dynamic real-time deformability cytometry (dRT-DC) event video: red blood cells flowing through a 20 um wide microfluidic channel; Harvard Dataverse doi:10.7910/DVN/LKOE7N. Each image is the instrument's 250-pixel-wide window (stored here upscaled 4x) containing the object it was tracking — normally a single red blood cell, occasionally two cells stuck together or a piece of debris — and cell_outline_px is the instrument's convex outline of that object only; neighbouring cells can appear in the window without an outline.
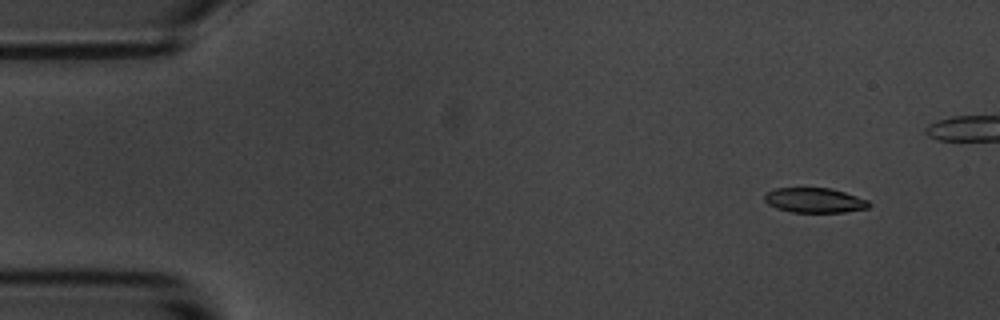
{"species": "common noctule bat (a hibernating species)", "species_latin": "Nyctalus noctula", "temperature_condition": "room temperature", "stored_images_in_passage": 13, "camera_frame_rate_fps": 3000, "um_per_image_px": 0.085, "animal": {"sex": "male", "body_mass_g": 20.1, "forearm_length_mm": 53.5}, "frame": {"image": 1, "passage_image": 1, "time_ms": 0.0, "image_size_px": [1000, 320], "cell_outline_px": [[872, 204], [868, 208], [844, 212], [792, 212], [776, 208], [768, 204], [764, 200], [764, 192], [776, 188], [832, 188], [868, 200]], "centroid_in_image_um": [69.22, 17.02], "position_along_channel_um": 15.8, "area_um2": 15.2}}
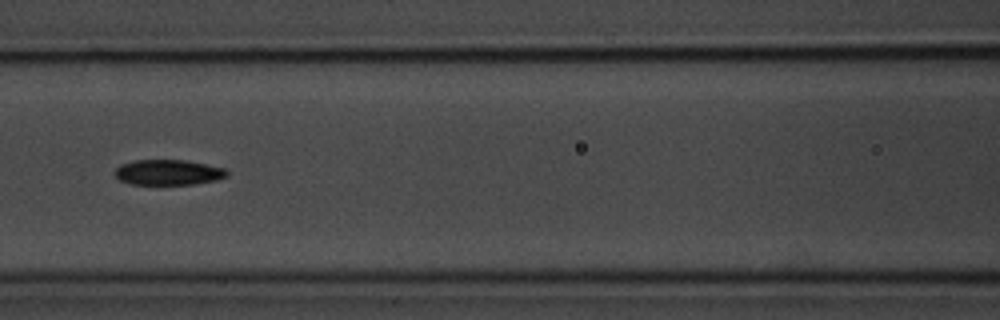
{"frame": {"image": 2, "passage_image": 6, "time_ms": 6.667, "image_size_px": [1000, 320], "cell_outline_px": [[228, 176], [216, 180], [192, 184], [132, 184], [120, 180], [116, 176], [116, 168], [120, 164], [132, 160], [184, 160], [228, 168]], "centroid_in_image_um": [14.33, 14.64], "position_along_channel_um": 152.3, "area_um2": 16.59}}
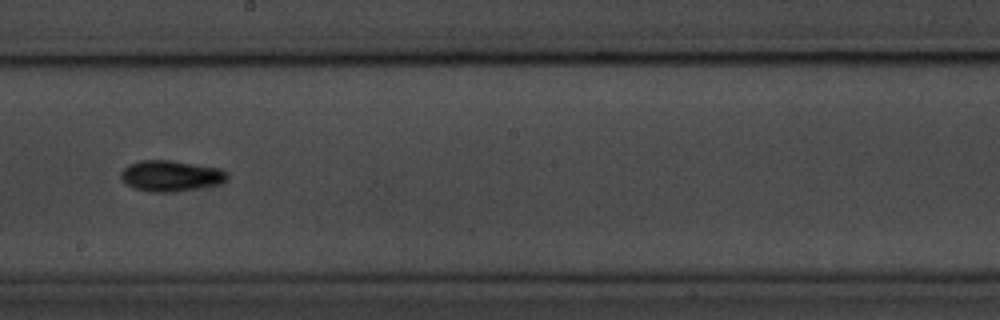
{"frame": {"image": 3, "passage_image": 8, "time_ms": 9.0, "image_size_px": [1000, 320], "cell_outline_px": [[228, 176], [220, 184], [176, 192], [152, 192], [136, 188], [128, 184], [120, 176], [120, 172], [128, 164], [140, 160], [168, 160], [216, 168], [228, 172]], "centroid_in_image_um": [14.5, 14.95], "position_along_channel_um": 233.7, "area_um2": 18.84}}